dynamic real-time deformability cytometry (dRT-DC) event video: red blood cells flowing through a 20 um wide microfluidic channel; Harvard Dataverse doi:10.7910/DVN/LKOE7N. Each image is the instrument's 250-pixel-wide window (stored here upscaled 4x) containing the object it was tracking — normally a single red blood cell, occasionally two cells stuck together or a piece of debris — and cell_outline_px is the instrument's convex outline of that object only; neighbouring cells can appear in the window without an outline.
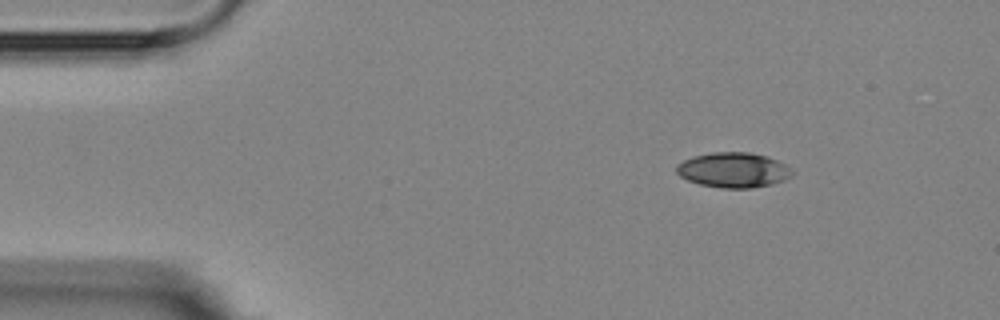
{"species": "Egyptian fruit bat (a non-hibernating species)", "species_latin": "Rousettus aegyptiacus", "temperature_condition": "room temperature", "stored_images_in_passage": 4, "camera_frame_rate_fps": 3000, "um_per_image_px": 0.085, "animal": {"sex": "female"}, "frame": {"image": 1, "passage_image": 1, "time_ms": 0.0, "image_size_px": [1000, 320], "cell_outline_px": [[792, 172], [784, 180], [772, 184], [752, 188], [724, 188], [700, 184], [688, 180], [680, 176], [676, 172], [676, 168], [684, 160], [692, 156], [712, 152], [748, 152], [764, 156], [776, 160], [792, 168]], "centroid_in_image_um": [62.32, 14.45], "position_along_channel_um": 22.7, "area_um2": 23.35}}
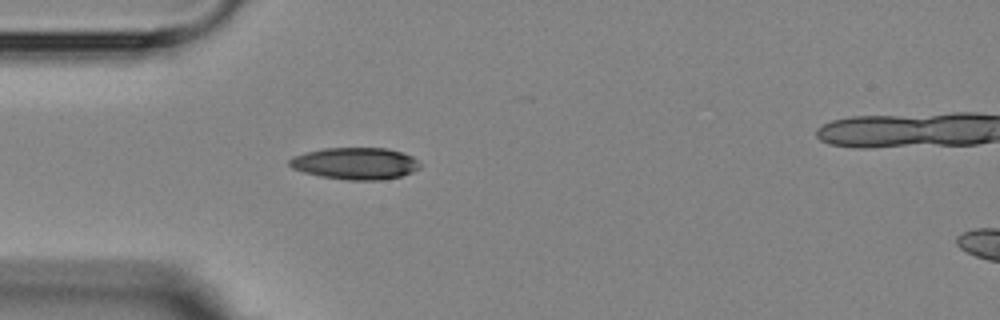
{"frame": {"image": 2, "passage_image": 3, "time_ms": 2.667, "image_size_px": [1000, 320], "cell_outline_px": [[420, 168], [412, 172], [400, 176], [380, 180], [348, 180], [320, 176], [304, 172], [292, 168], [288, 164], [288, 160], [292, 156], [304, 152], [324, 148], [388, 148], [412, 156], [420, 164]], "centroid_in_image_um": [30.17, 13.89], "position_along_channel_um": 54.8, "area_um2": 24.28}}